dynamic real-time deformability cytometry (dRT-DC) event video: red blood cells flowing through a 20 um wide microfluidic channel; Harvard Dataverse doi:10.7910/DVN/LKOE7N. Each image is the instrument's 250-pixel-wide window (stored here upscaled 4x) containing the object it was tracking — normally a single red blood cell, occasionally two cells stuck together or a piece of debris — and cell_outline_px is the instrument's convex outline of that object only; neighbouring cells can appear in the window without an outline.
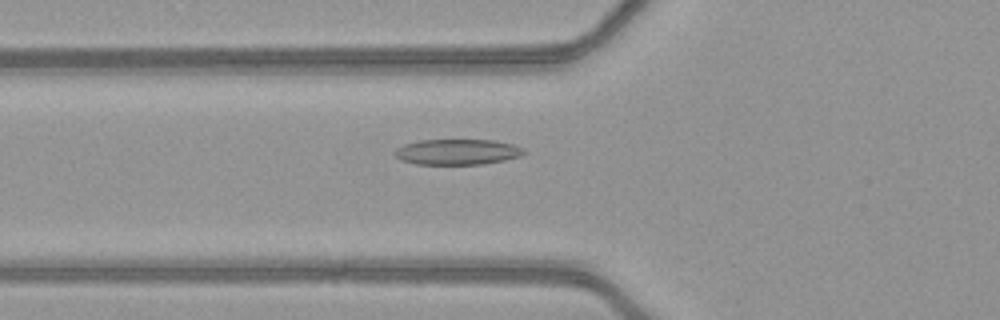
{"species": "common noctule bat (a hibernating species)", "species_latin": "Nyctalus noctula", "temperature_condition": "warm", "stored_images_in_passage": 51, "camera_frame_rate_fps": 3000, "um_per_image_px": 0.085, "animal": {"sex": "female", "body_mass_g": 21.9}, "frame": {"image": 1, "passage_image": 20, "time_ms": 6.333, "image_size_px": [1000, 320], "cell_outline_px": [[528, 152], [520, 156], [504, 160], [484, 164], [416, 164], [400, 160], [392, 152], [396, 148], [404, 144], [420, 140], [492, 140], [512, 144], [524, 148]], "centroid_in_image_um": [38.87, 12.91], "position_along_channel_um": 86.9, "area_um2": 19.36}}
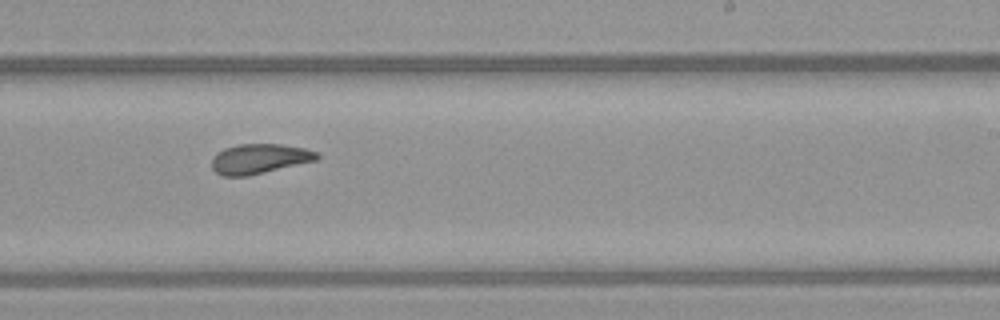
{"frame": {"image": 2, "passage_image": 33, "time_ms": 10.667, "image_size_px": [1000, 320], "cell_outline_px": [[320, 156], [316, 160], [248, 176], [224, 176], [216, 172], [212, 168], [212, 156], [216, 152], [224, 148], [240, 144], [280, 144], [304, 148], [316, 152]], "centroid_in_image_um": [22.01, 13.49], "position_along_channel_um": 267.0, "area_um2": 18.21}}
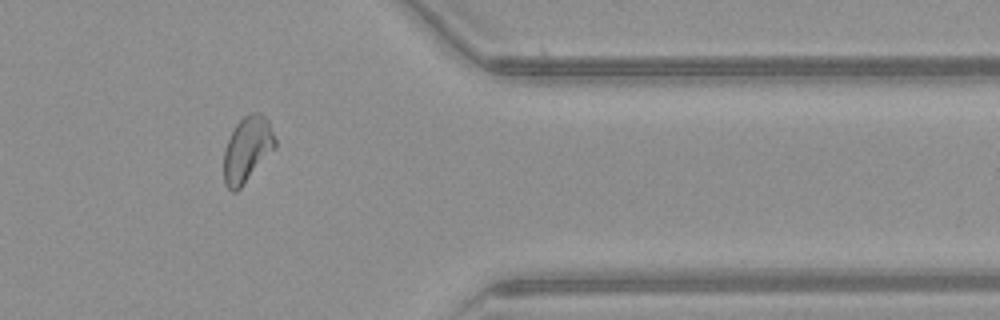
{"frame": {"image": 3, "passage_image": 43, "time_ms": 14.0, "image_size_px": [1000, 320], "cell_outline_px": [[276, 148], [240, 188], [236, 192], [232, 192], [224, 184], [224, 148], [236, 124], [244, 116], [252, 112], [260, 112], [268, 120], [276, 140]], "centroid_in_image_um": [21.02, 12.7], "position_along_channel_um": 390.4, "area_um2": 19.59}, "authors_computed_cell_mechanics": {"area_um2": 19.5364, "velocity_mm_per_s": 4.1264, "shape_relaxation_time_tau1_ms": 5.7858, "shape_relaxation_time_tau2_ms": 1.9899, "deformation_change_tau1": 0.1676, "deformation_change_tau2": 0.0889}}